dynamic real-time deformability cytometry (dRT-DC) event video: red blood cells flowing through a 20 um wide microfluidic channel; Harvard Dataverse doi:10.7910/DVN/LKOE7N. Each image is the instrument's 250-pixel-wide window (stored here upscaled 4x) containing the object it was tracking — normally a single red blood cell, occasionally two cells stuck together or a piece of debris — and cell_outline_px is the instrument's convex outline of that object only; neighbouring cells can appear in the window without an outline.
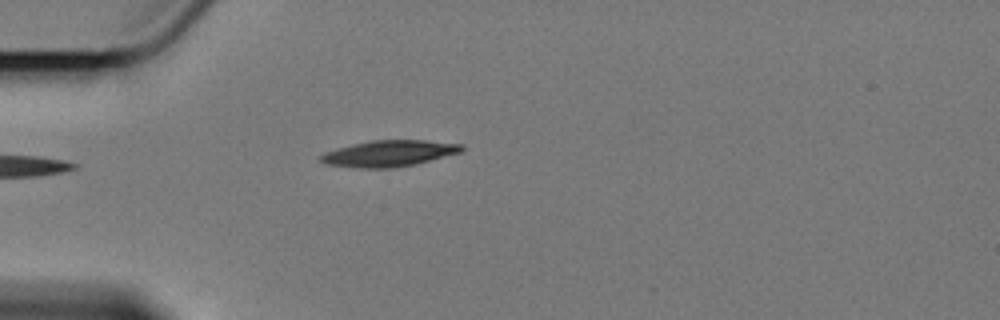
{"species": "Egyptian fruit bat (a non-hibernating species)", "species_latin": "Rousettus aegyptiacus", "temperature_condition": "cold", "stored_images_in_passage": 3, "camera_frame_rate_fps": 3000, "um_per_image_px": 0.085, "animal": {"sex": "female"}, "frame": {"image": 1, "passage_image": 2, "time_ms": 1.333, "image_size_px": [1000, 320], "cell_outline_px": [[464, 148], [460, 152], [412, 164], [392, 168], [360, 168], [328, 164], [320, 160], [320, 156], [324, 152], [372, 140], [424, 140], [464, 144]], "centroid_in_image_um": [33.08, 13.03], "position_along_channel_um": 51.9, "area_um2": 20.98}}